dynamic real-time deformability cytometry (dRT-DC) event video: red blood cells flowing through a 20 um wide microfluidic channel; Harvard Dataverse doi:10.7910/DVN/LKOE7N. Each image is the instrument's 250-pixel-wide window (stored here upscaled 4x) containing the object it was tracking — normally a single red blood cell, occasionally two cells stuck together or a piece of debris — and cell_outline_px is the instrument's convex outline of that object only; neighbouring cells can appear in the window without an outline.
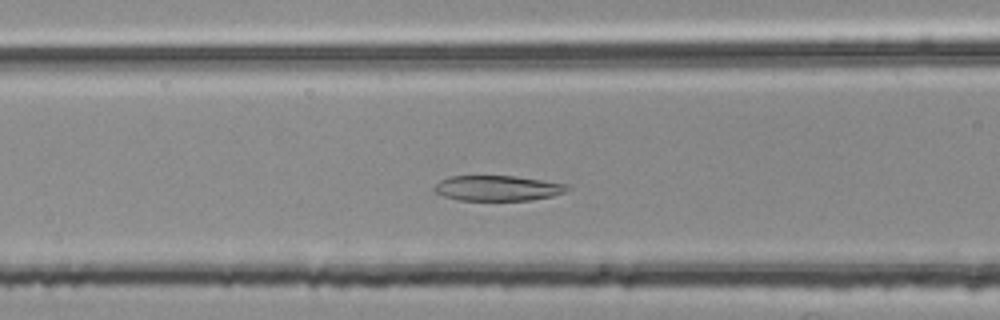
{"species": "common noctule bat (a hibernating species)", "species_latin": "Nyctalus noctula", "temperature_condition": "room temperature", "stored_images_in_passage": 36, "camera_frame_rate_fps": 3000, "um_per_image_px": 0.085, "animal": {"sex": "female", "body_mass_g": 25.1}, "frame": {"image": 1, "passage_image": 12, "time_ms": 3.667, "image_size_px": [1000, 320], "cell_outline_px": [[572, 188], [564, 192], [552, 196], [532, 200], [456, 200], [444, 196], [436, 192], [432, 188], [440, 180], [448, 176], [516, 176], [568, 184]], "centroid_in_image_um": [42.3, 15.99], "position_along_channel_um": 124.3, "area_um2": 19.71}}
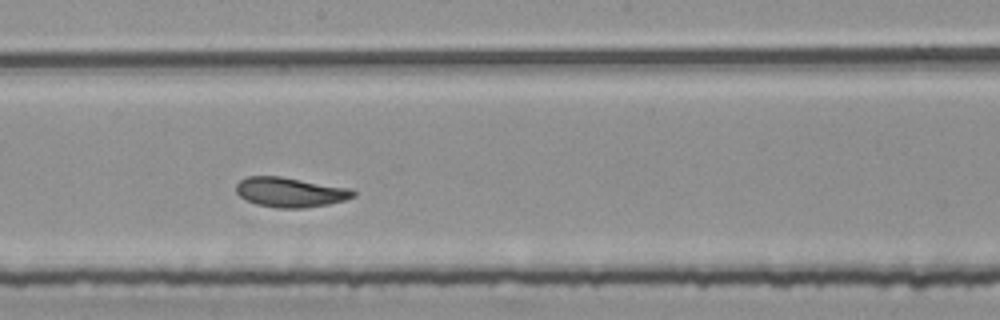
{"frame": {"image": 2, "passage_image": 20, "time_ms": 6.333, "image_size_px": [1000, 320], "cell_outline_px": [[356, 196], [344, 200], [328, 204], [304, 208], [276, 208], [256, 204], [244, 200], [236, 192], [236, 184], [240, 180], [248, 176], [280, 176], [352, 188], [356, 192]], "centroid_in_image_um": [24.67, 16.34], "position_along_channel_um": 223.5, "area_um2": 20.52}}
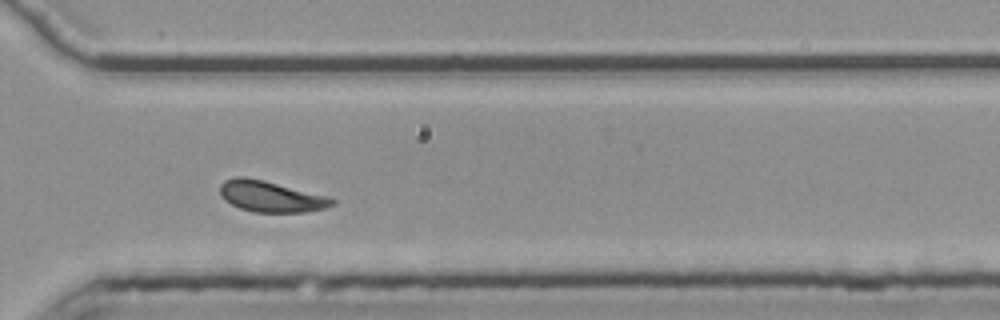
{"frame": {"image": 3, "passage_image": 30, "time_ms": 9.667, "image_size_px": [1000, 320], "cell_outline_px": [[336, 204], [324, 208], [304, 212], [252, 212], [240, 208], [224, 200], [220, 196], [220, 184], [224, 180], [236, 176], [244, 176], [264, 180], [328, 196], [336, 200]], "centroid_in_image_um": [23.0, 16.69], "position_along_channel_um": 347.6, "area_um2": 20.4}, "authors_computed_cell_mechanics": {"area_um2": 20.23, "velocity_mm_per_s": 3.7246, "shape_relaxation_time_tau1_ms": 7.6998, "shape_relaxation_time_tau2_ms": 4.2145, "deformation_change_tau1": 0.1622, "deformation_change_tau2": 0.1124}}